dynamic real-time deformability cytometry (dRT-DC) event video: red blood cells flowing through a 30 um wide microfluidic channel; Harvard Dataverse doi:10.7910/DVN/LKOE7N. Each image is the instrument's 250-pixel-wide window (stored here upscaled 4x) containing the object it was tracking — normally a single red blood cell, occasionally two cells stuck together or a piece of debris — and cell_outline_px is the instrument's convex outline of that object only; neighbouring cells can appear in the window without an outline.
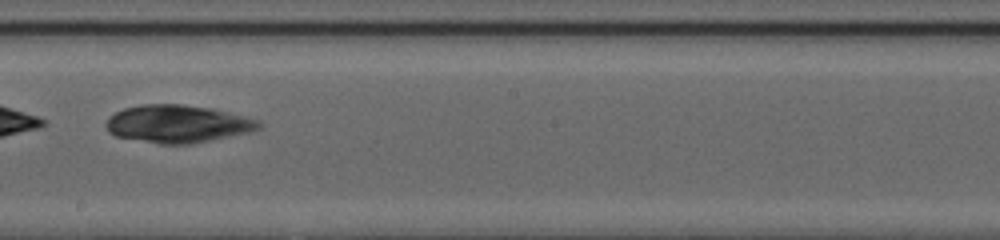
{"species": "common noctule bat (a hibernating species)", "species_latin": "Nyctalus noctula", "temperature_condition": "cold", "stored_images_in_passage": 49, "camera_frame_rate_fps": 3000, "um_per_image_px": 0.085, "animal": {"sex": "female", "body_mass_g": 20.0, "forearm_length_mm": 54.0}, "frame": {"image": 1, "passage_image": 31, "time_ms": 10.0, "image_size_px": [1000, 240], "cell_outline_px": [[264, 124], [260, 128], [248, 132], [212, 140], [192, 144], [160, 144], [116, 136], [108, 132], [104, 124], [108, 116], [124, 108], [140, 104], [184, 104], [212, 108], [260, 120]], "centroid_in_image_um": [15.09, 10.52], "position_along_channel_um": 233.1, "area_um2": 33.81}}